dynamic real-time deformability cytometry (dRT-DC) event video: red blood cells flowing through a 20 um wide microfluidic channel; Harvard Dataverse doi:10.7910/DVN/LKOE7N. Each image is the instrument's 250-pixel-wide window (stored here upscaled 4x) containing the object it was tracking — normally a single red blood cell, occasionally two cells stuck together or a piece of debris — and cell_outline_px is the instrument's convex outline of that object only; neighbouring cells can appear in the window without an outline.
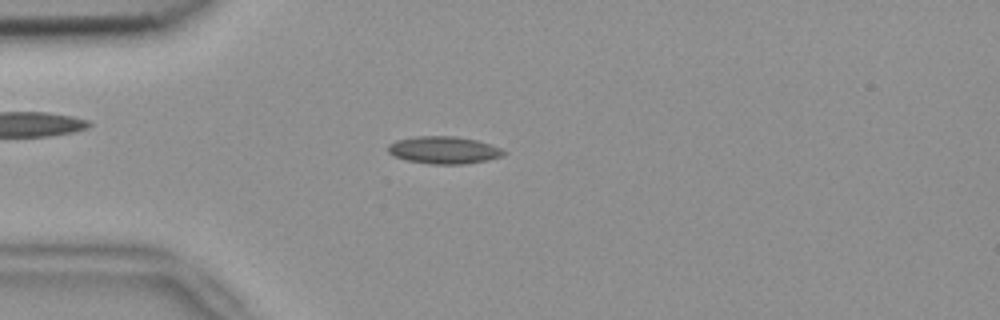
{"species": "common noctule bat (a hibernating species)", "species_latin": "Nyctalus noctula", "temperature_condition": "room temperature", "stored_images_in_passage": 51, "camera_frame_rate_fps": 3000, "um_per_image_px": 0.085, "animal": {"sex": "female", "body_mass_g": 18.4}, "frame": {"image": 1, "passage_image": 12, "time_ms": 3.667, "image_size_px": [1000, 320], "cell_outline_px": [[508, 152], [504, 156], [488, 160], [464, 164], [432, 164], [408, 160], [396, 156], [388, 152], [388, 144], [396, 140], [416, 136], [456, 136], [476, 140], [500, 148]], "centroid_in_image_um": [37.75, 12.75], "position_along_channel_um": 47.2, "area_um2": 18.38}}
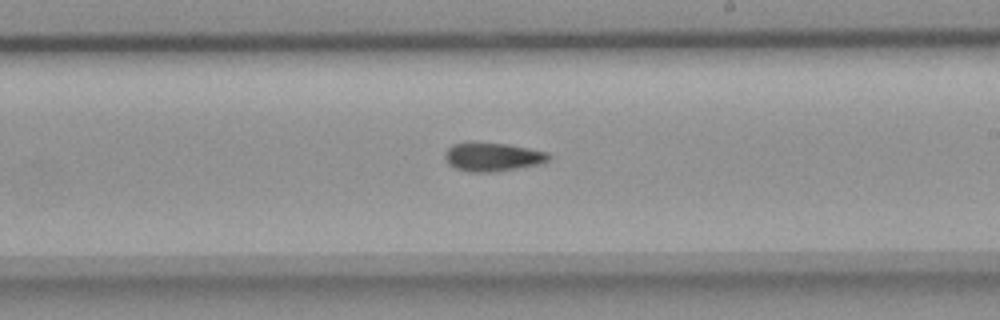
{"frame": {"image": 2, "passage_image": 29, "time_ms": 9.333, "image_size_px": [1000, 320], "cell_outline_px": [[552, 156], [548, 160], [540, 164], [516, 168], [488, 172], [468, 172], [456, 168], [448, 164], [444, 156], [444, 152], [452, 144], [472, 140], [476, 140], [508, 144], [548, 152]], "centroid_in_image_um": [41.82, 13.3], "position_along_channel_um": 247.2, "area_um2": 17.74}}
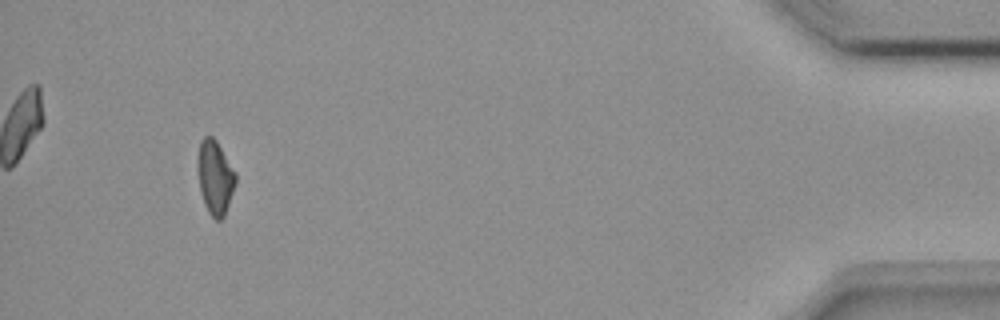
{"frame": {"image": 3, "passage_image": 48, "time_ms": 15.667, "image_size_px": [1000, 320], "cell_outline_px": [[236, 180], [224, 216], [220, 220], [216, 220], [208, 212], [204, 204], [200, 192], [200, 140], [204, 136], [212, 136], [216, 140], [236, 172]], "centroid_in_image_um": [18.31, 15.09], "position_along_channel_um": 416.9, "area_um2": 15.66}, "authors_computed_cell_mechanics": {"area_um2": 16.9932, "velocity_mm_per_s": 3.7932, "shape_relaxation_time_tau1_ms": null, "shape_relaxation_time_tau2_ms": 7.5521, "deformation_change_tau1": null, "deformation_change_tau2": 0.1334}}